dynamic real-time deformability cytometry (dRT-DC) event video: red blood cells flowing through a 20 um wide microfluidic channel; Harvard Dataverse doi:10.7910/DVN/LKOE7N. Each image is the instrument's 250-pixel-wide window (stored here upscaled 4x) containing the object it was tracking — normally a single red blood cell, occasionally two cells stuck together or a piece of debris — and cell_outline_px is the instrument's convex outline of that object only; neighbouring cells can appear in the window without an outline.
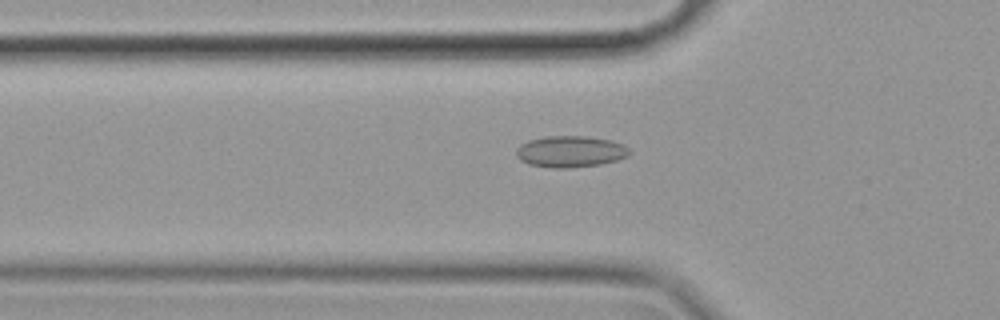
{"species": "common noctule bat (a hibernating species)", "species_latin": "Nyctalus noctula", "temperature_condition": "cold", "stored_images_in_passage": 57, "camera_frame_rate_fps": 3000, "um_per_image_px": 0.085, "animal": {"sex": "female", "body_mass_g": 19.9}, "frame": {"image": 1, "passage_image": 19, "time_ms": 6.0, "image_size_px": [1000, 320], "cell_outline_px": [[632, 152], [628, 156], [616, 160], [600, 164], [572, 168], [552, 168], [528, 164], [520, 160], [516, 156], [516, 148], [520, 144], [528, 140], [544, 136], [588, 136], [612, 140], [624, 144]], "centroid_in_image_um": [48.48, 12.88], "position_along_channel_um": 77.3, "area_um2": 21.04}}
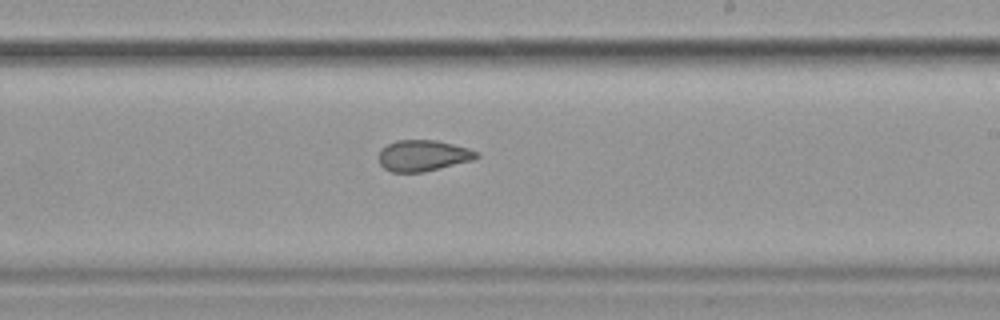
{"frame": {"image": 2, "passage_image": 34, "time_ms": 11.0, "image_size_px": [1000, 320], "cell_outline_px": [[480, 156], [472, 160], [424, 172], [392, 172], [384, 168], [380, 164], [376, 156], [380, 148], [396, 140], [436, 140], [468, 148], [476, 152]], "centroid_in_image_um": [35.89, 13.22], "position_along_channel_um": 253.1, "area_um2": 17.8}}
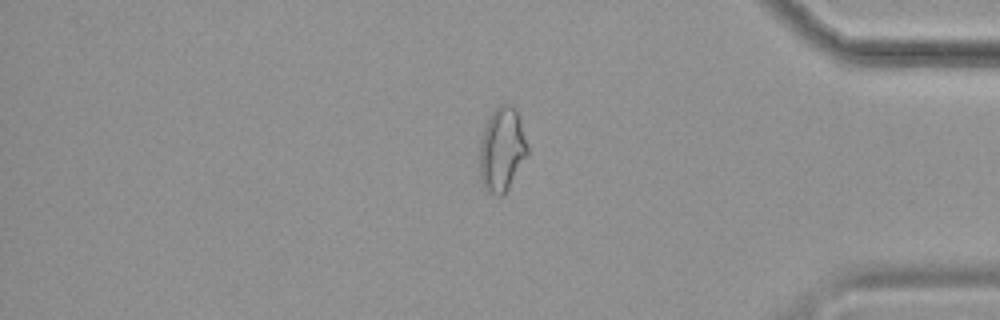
{"frame": {"image": 3, "passage_image": 48, "time_ms": 15.667, "image_size_px": [1000, 320], "cell_outline_px": [[528, 152], [508, 188], [500, 196], [496, 196], [488, 192], [484, 188], [480, 180], [480, 144], [484, 128], [492, 112], [500, 104], [512, 104], [520, 120], [528, 148]], "centroid_in_image_um": [42.64, 12.71], "position_along_channel_um": 392.6, "area_um2": 23.0}, "authors_computed_cell_mechanics": {"area_um2": 20.6924, "velocity_mm_per_s": 3.5211, "shape_relaxation_time_tau1_ms": null, "shape_relaxation_time_tau2_ms": 2.2237, "deformation_change_tau1": null, "deformation_change_tau2": 0.069}}